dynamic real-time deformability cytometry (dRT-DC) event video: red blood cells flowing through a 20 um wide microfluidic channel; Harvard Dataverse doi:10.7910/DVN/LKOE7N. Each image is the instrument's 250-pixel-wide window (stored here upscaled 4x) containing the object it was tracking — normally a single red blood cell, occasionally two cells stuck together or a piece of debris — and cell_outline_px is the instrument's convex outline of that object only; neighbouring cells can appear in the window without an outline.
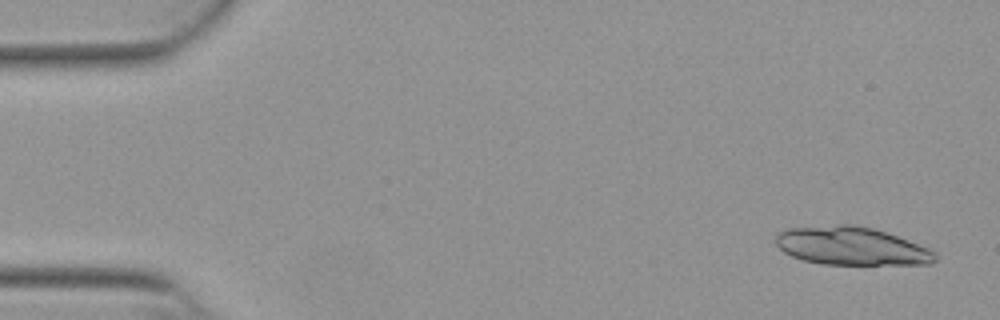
{"species": "Egyptian fruit bat (a non-hibernating species)", "species_latin": "Rousettus aegyptiacus", "temperature_condition": "warm", "stored_images_in_passage": 24, "camera_frame_rate_fps": 3000, "um_per_image_px": 0.085, "animal": {"sex": "female"}, "frame": {"image": 1, "passage_image": 2, "time_ms": 0.333, "image_size_px": [1000, 320], "cell_outline_px": [[936, 260], [932, 264], [820, 264], [804, 260], [792, 256], [784, 252], [776, 244], [776, 232], [784, 228], [840, 224], [856, 224], [872, 228], [896, 236], [928, 248], [936, 252]], "centroid_in_image_um": [72.32, 20.9], "position_along_channel_um": 12.7, "area_um2": 35.49}}
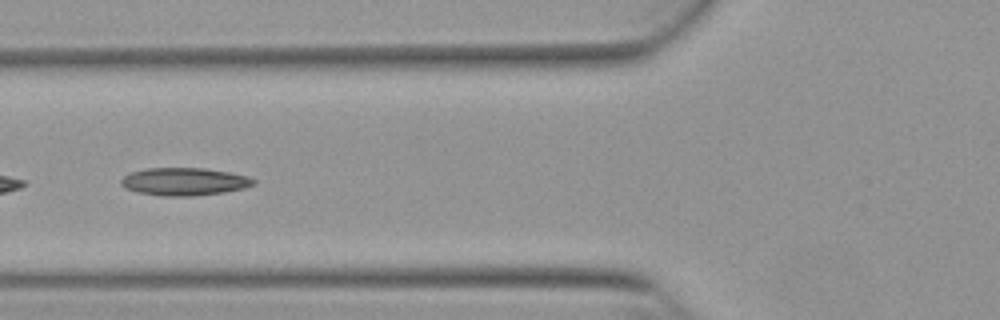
{"frame": {"image": 2, "passage_image": 20, "time_ms": 6.333, "image_size_px": [1000, 320], "cell_outline_px": [[256, 184], [244, 188], [224, 192], [192, 196], [160, 196], [136, 192], [124, 188], [120, 184], [120, 180], [124, 176], [132, 172], [148, 168], [204, 168], [228, 172], [248, 176], [256, 180]], "centroid_in_image_um": [15.65, 15.44], "position_along_channel_um": 110.1, "area_um2": 21.5}}